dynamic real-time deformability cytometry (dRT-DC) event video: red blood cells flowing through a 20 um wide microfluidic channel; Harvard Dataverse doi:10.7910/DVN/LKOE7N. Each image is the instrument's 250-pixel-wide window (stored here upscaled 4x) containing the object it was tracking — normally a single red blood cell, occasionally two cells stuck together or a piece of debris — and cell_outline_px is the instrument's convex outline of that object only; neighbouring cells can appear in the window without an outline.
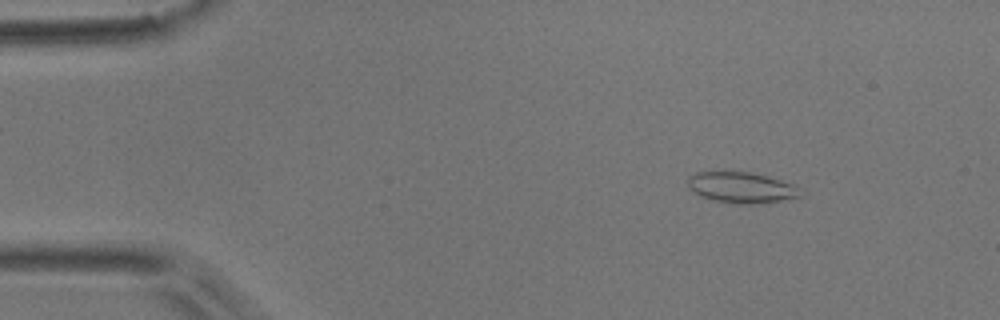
{"species": "common noctule bat (a hibernating species)", "species_latin": "Nyctalus noctula", "temperature_condition": "room temperature", "stored_images_in_passage": 53, "camera_frame_rate_fps": 3000, "um_per_image_px": 0.085, "animal": {"sex": "male", "body_mass_g": 17.9}, "frame": {"image": 1, "passage_image": 6, "time_ms": 1.667, "image_size_px": [1000, 320], "cell_outline_px": [[804, 188], [800, 196], [760, 204], [736, 204], [716, 200], [704, 196], [688, 188], [688, 176], [696, 172], [752, 172], [768, 176]], "centroid_in_image_um": [63.07, 15.93], "position_along_channel_um": 21.9, "area_um2": 20.17}}
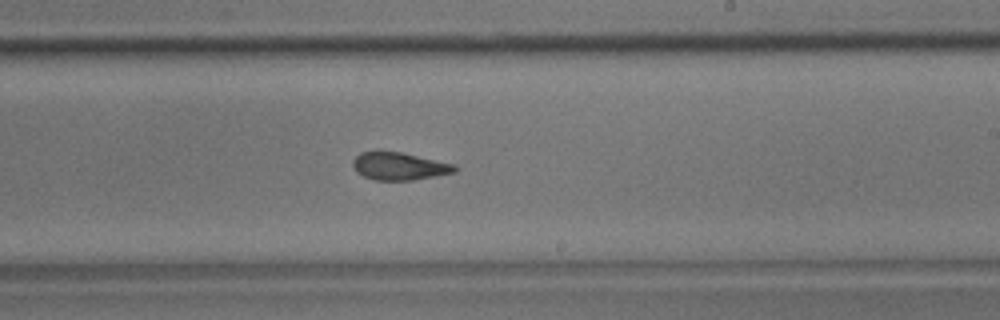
{"frame": {"image": 2, "passage_image": 31, "time_ms": 10.0, "image_size_px": [1000, 320], "cell_outline_px": [[460, 168], [456, 172], [436, 176], [412, 180], [376, 180], [364, 176], [356, 172], [352, 164], [352, 160], [360, 152], [376, 148], [380, 148], [400, 152], [456, 164]], "centroid_in_image_um": [33.91, 14.08], "position_along_channel_um": 255.1, "area_um2": 17.05}}
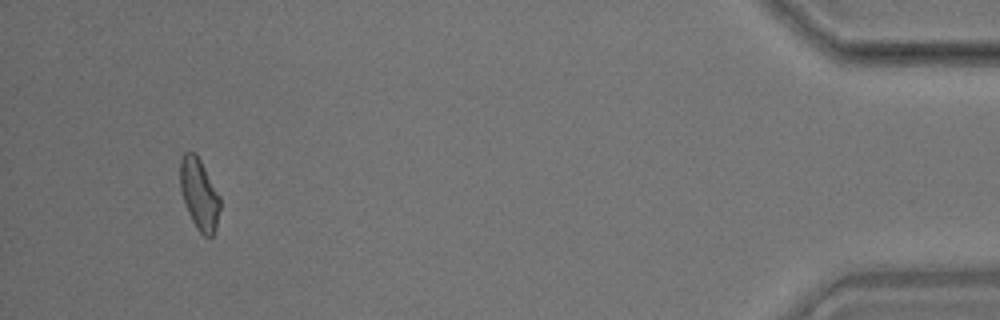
{"frame": {"image": 3, "passage_image": 50, "time_ms": 16.333, "image_size_px": [1000, 320], "cell_outline_px": [[220, 208], [216, 228], [212, 236], [204, 236], [200, 232], [192, 220], [188, 212], [180, 188], [180, 156], [184, 152], [196, 152], [220, 196]], "centroid_in_image_um": [16.93, 16.46], "position_along_channel_um": 418.3, "area_um2": 16.47}, "authors_computed_cell_mechanics": {"area_um2": 17.051, "velocity_mm_per_s": 3.7009, "shape_relaxation_time_tau1_ms": 8.4822, "shape_relaxation_time_tau2_ms": 0.9343, "deformation_change_tau1": 0.1639, "deformation_change_tau2": 0.0622}}